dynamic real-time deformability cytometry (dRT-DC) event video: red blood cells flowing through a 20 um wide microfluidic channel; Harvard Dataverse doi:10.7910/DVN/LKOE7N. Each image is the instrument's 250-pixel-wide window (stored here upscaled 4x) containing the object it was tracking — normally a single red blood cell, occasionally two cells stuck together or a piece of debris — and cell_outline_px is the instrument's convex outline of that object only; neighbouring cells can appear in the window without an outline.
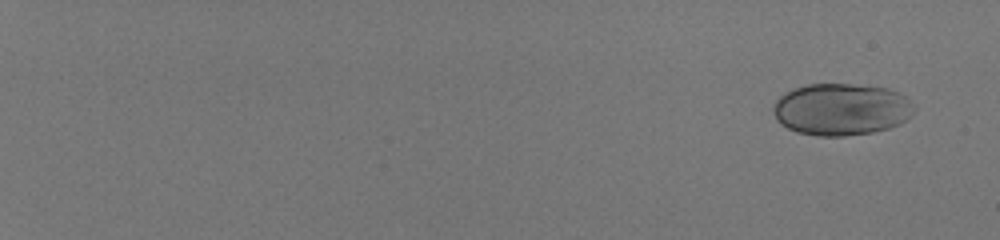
{"species": "human", "species_latin": "Homo sapiens", "temperature_condition": "room temperature", "stored_images_in_passage": 56, "camera_frame_rate_fps": 3000, "um_per_image_px": 0.085, "donor": {"sex": "male"}, "frame": {"image": 1, "passage_image": 4, "time_ms": 1.0, "image_size_px": [1000, 240], "cell_outline_px": [[916, 108], [912, 116], [900, 124], [888, 128], [872, 132], [844, 136], [816, 136], [796, 132], [780, 124], [776, 120], [772, 112], [772, 108], [776, 100], [784, 92], [792, 88], [808, 84], [852, 84], [888, 88], [900, 92], [908, 96]], "centroid_in_image_um": [71.52, 9.29], "position_along_channel_um": 13.5, "area_um2": 43.35}}
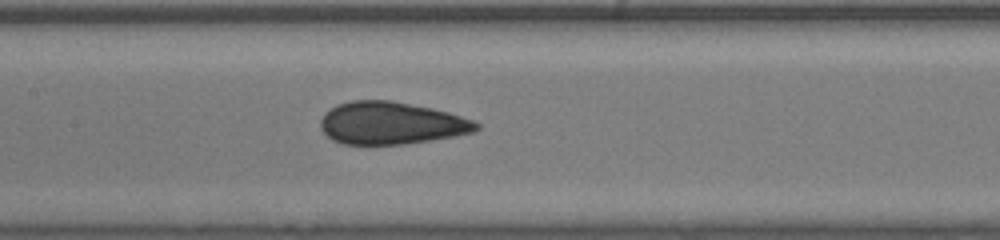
{"frame": {"image": 2, "passage_image": 34, "time_ms": 11.0, "image_size_px": [1000, 240], "cell_outline_px": [[480, 128], [472, 132], [456, 136], [432, 140], [404, 144], [340, 144], [332, 140], [320, 128], [320, 120], [324, 112], [336, 104], [352, 100], [392, 100], [432, 108], [448, 112], [472, 120], [480, 124]], "centroid_in_image_um": [33.22, 10.46], "position_along_channel_um": 174.2, "area_um2": 38.73}}
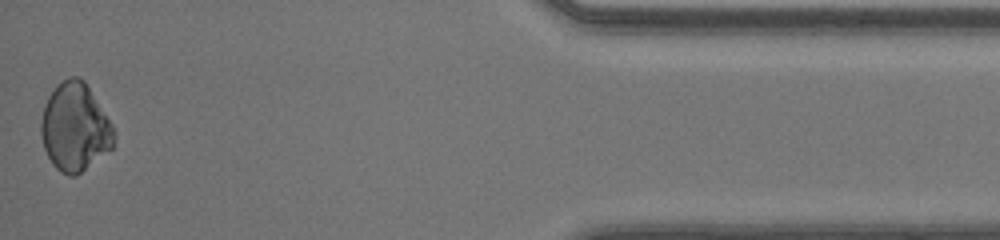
{"frame": {"image": 3, "passage_image": 56, "time_ms": 18.333, "image_size_px": [1000, 240], "cell_outline_px": [[116, 132], [112, 148], [76, 176], [68, 176], [60, 172], [52, 164], [44, 148], [40, 132], [40, 120], [48, 96], [68, 76], [80, 76], [84, 80], [112, 124]], "centroid_in_image_um": [6.37, 10.83], "position_along_channel_um": 428.8, "area_um2": 37.34}, "authors_computed_cell_mechanics": {"area_um2": 39.2173, "velocity_mm_per_s": 4.1568, "shape_relaxation_time_tau1_ms": 8.3485, "shape_relaxation_time_tau2_ms": null, "deformation_change_tau1": 0.1374, "deformation_change_tau2": null}}